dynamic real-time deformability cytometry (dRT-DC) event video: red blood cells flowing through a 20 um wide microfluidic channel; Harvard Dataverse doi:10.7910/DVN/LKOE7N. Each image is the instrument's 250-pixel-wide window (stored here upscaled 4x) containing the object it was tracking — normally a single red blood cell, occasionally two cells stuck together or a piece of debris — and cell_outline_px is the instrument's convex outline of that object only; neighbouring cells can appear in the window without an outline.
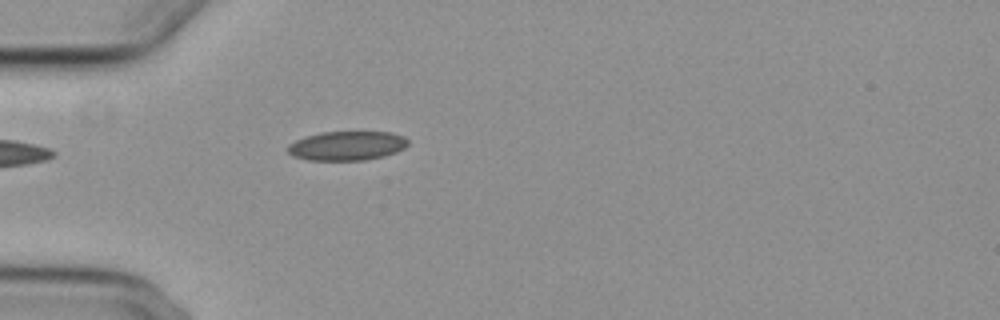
{"species": "common noctule bat (a hibernating species)", "species_latin": "Nyctalus noctula", "temperature_condition": "cold", "stored_images_in_passage": 5, "camera_frame_rate_fps": 3000, "um_per_image_px": 0.085, "animal": {"sex": "female", "body_mass_g": 29.2, "forearm_length_mm": 56.3}, "frame": {"image": 1, "passage_image": 5, "time_ms": 5.333, "image_size_px": [1000, 320], "cell_outline_px": [[408, 144], [404, 148], [396, 152], [384, 156], [364, 160], [308, 160], [292, 156], [288, 152], [288, 144], [304, 136], [320, 132], [392, 132], [404, 136], [408, 140]], "centroid_in_image_um": [29.48, 12.38], "position_along_channel_um": 55.5, "area_um2": 20.58}}